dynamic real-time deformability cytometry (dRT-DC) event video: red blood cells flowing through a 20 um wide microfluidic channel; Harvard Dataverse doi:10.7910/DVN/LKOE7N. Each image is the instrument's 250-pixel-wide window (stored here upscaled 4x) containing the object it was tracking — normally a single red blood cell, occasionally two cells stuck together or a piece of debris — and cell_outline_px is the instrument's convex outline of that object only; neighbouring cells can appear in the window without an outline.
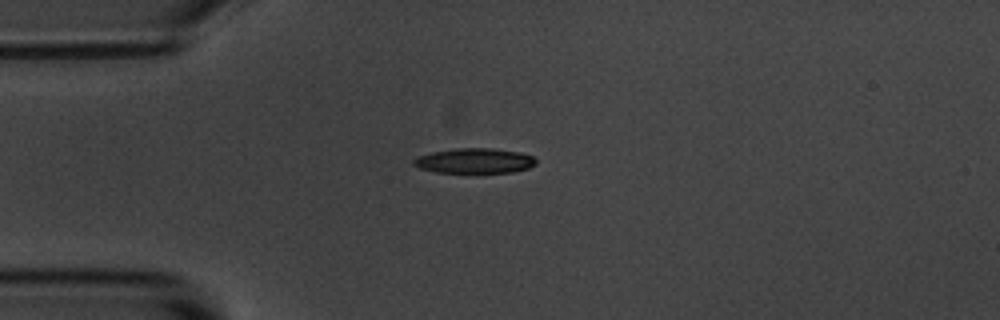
{"species": "common noctule bat (a hibernating species)", "species_latin": "Nyctalus noctula", "temperature_condition": "room temperature", "stored_images_in_passage": 43, "camera_frame_rate_fps": 3000, "um_per_image_px": 0.085, "animal": {"sex": "male", "body_mass_g": 20.1, "forearm_length_mm": 53.5}, "frame": {"image": 1, "passage_image": 1, "time_ms": 0.0, "image_size_px": [1000, 320], "cell_outline_px": [[536, 164], [528, 168], [512, 172], [436, 172], [420, 168], [412, 164], [412, 160], [420, 156], [432, 152], [456, 148], [492, 148], [520, 152], [532, 156], [536, 160]], "centroid_in_image_um": [40.34, 13.66], "position_along_channel_um": 44.7, "area_um2": 17.69}}
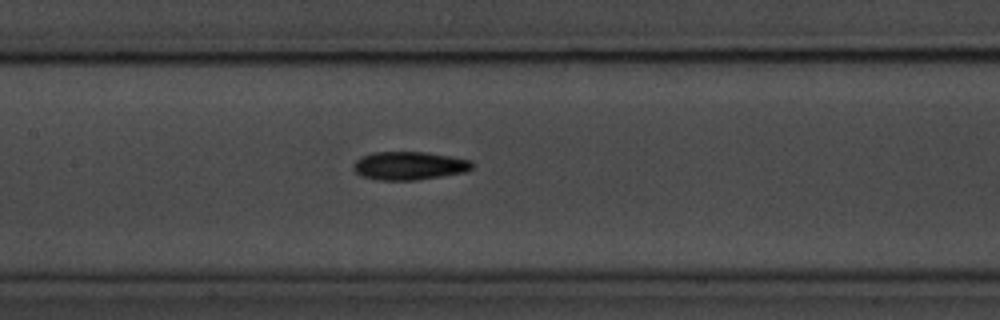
{"frame": {"image": 2, "passage_image": 13, "time_ms": 4.0, "image_size_px": [1000, 320], "cell_outline_px": [[472, 168], [464, 172], [416, 180], [376, 180], [360, 176], [352, 168], [352, 164], [360, 156], [372, 152], [424, 152], [452, 156], [472, 160]], "centroid_in_image_um": [34.73, 14.08], "position_along_channel_um": 172.7, "area_um2": 19.71}}
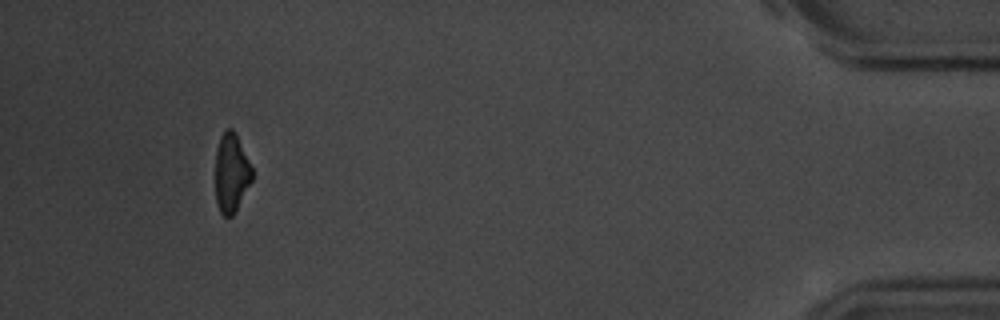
{"frame": {"image": 3, "passage_image": 39, "time_ms": 12.667, "image_size_px": [1000, 320], "cell_outline_px": [[252, 180], [232, 216], [224, 216], [220, 212], [216, 204], [216, 148], [220, 136], [224, 128], [232, 128], [236, 132], [252, 168]], "centroid_in_image_um": [19.65, 14.64], "position_along_channel_um": 415.6, "area_um2": 16.88}, "authors_computed_cell_mechanics": {"area_um2": 18.6116, "velocity_mm_per_s": 3.5986, "shape_relaxation_time_tau1_ms": 4.0414, "shape_relaxation_time_tau2_ms": null, "deformation_change_tau1": 0.1403, "deformation_change_tau2": null}}